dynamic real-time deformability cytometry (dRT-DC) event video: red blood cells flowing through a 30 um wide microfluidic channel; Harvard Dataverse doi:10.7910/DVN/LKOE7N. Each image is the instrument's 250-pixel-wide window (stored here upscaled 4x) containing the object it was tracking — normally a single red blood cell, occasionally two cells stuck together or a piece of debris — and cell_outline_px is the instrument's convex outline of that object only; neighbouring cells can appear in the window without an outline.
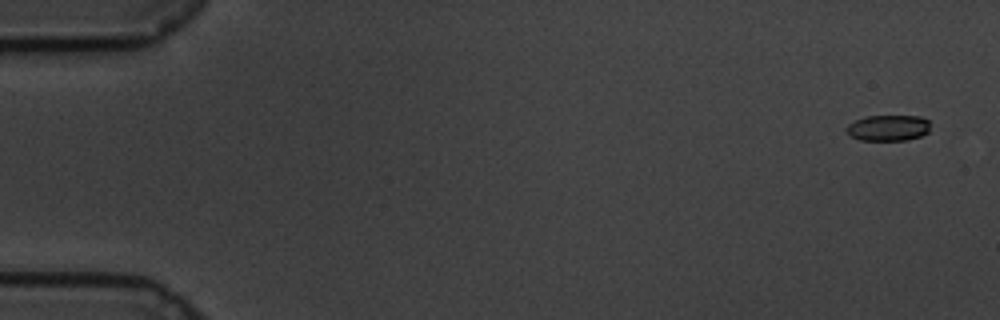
{"species": "common noctule bat (a hibernating species)", "species_latin": "Nyctalus noctula", "temperature_condition": "cold", "stored_images_in_passage": 21, "camera_frame_rate_fps": 3000, "um_per_image_px": 0.085, "animal": {"sex": "male", "body_mass_g": 19.5, "forearm_length_mm": 54.6}, "frame": {"image": 1, "passage_image": 1, "time_ms": 0.0, "image_size_px": [1000, 320], "cell_outline_px": [[928, 132], [920, 136], [908, 140], [860, 140], [852, 136], [844, 128], [848, 124], [856, 120], [868, 116], [920, 116], [928, 120]], "centroid_in_image_um": [75.49, 10.87], "position_along_channel_um": 9.5, "area_um2": 12.54}}
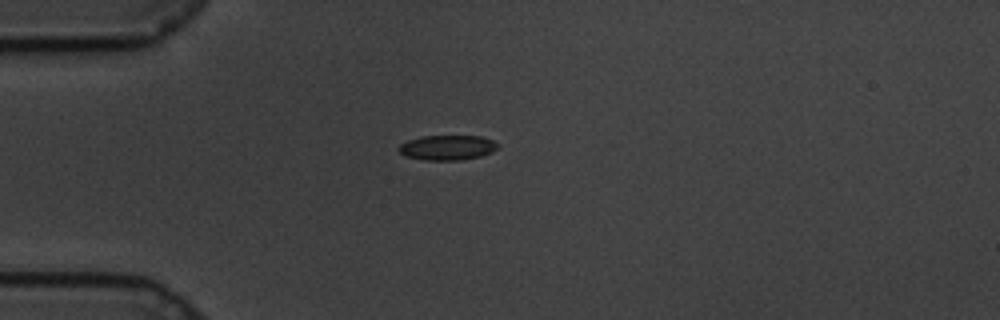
{"frame": {"image": 2, "passage_image": 15, "time_ms": 4.667, "image_size_px": [1000, 320], "cell_outline_px": [[500, 144], [492, 152], [480, 156], [460, 160], [424, 160], [404, 156], [396, 148], [400, 144], [408, 140], [420, 136], [480, 136], [492, 140]], "centroid_in_image_um": [37.99, 12.54], "position_along_channel_um": 47.0, "area_um2": 14.45}}
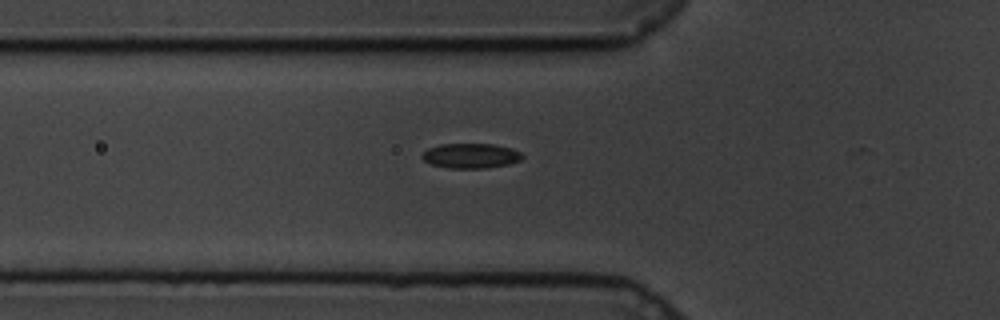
{"frame": {"image": 3, "passage_image": 20, "time_ms": 6.333, "image_size_px": [1000, 320], "cell_outline_px": [[524, 156], [520, 160], [508, 164], [488, 168], [448, 168], [432, 164], [424, 160], [420, 156], [428, 148], [440, 144], [492, 144], [512, 148], [520, 152]], "centroid_in_image_um": [40.02, 13.24], "position_along_channel_um": 85.8, "area_um2": 14.51}}